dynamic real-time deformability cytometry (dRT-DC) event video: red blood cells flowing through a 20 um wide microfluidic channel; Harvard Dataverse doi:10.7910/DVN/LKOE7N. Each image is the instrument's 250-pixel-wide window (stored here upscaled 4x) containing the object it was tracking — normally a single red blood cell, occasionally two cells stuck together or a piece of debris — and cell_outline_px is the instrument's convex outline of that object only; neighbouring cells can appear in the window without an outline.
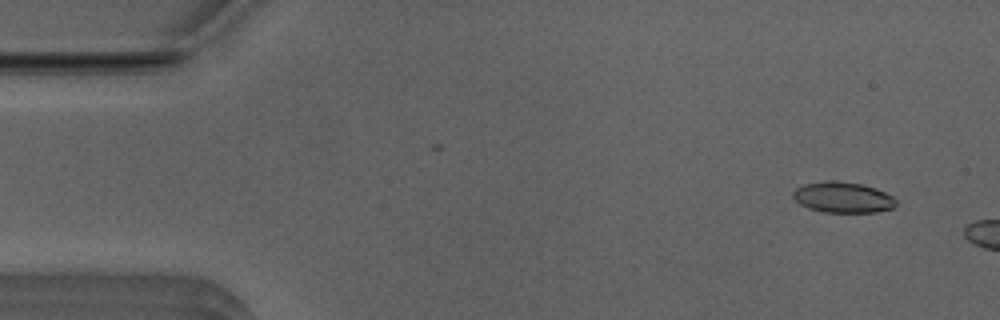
{"species": "Egyptian fruit bat (a non-hibernating species)", "species_latin": "Rousettus aegyptiacus", "temperature_condition": "room temperature", "stored_images_in_passage": 14, "camera_frame_rate_fps": 3000, "um_per_image_px": 0.085, "animal": {"sex": "male"}, "frame": {"image": 1, "passage_image": 1, "time_ms": 0.0, "image_size_px": [1000, 320], "cell_outline_px": [[896, 204], [892, 208], [876, 212], [824, 212], [808, 208], [800, 204], [792, 196], [792, 192], [796, 188], [804, 184], [828, 180], [860, 184], [876, 188], [892, 196], [896, 200]], "centroid_in_image_um": [71.62, 16.78], "position_along_channel_um": 13.4, "area_um2": 18.32}}